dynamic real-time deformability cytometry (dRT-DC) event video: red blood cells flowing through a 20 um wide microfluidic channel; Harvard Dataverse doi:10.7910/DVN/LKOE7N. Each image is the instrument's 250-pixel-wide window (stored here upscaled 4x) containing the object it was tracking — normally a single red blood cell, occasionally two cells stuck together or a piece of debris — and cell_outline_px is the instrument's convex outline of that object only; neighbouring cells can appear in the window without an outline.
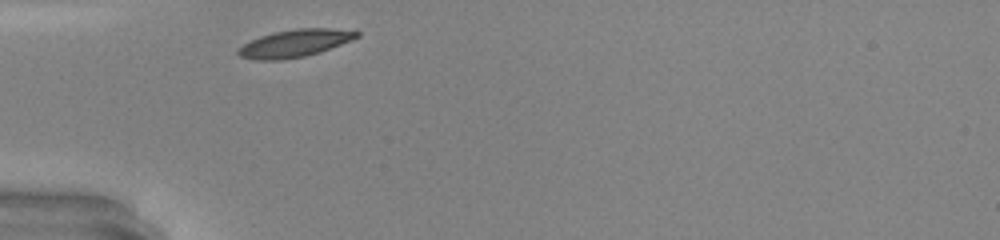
{"species": "common noctule bat (a hibernating species)", "species_latin": "Nyctalus noctula", "temperature_condition": "warm", "stored_images_in_passage": 24, "camera_frame_rate_fps": 3000, "um_per_image_px": 0.085, "animal": {"sex": "male", "body_mass_g": 20.0, "forearm_length_mm": 53.3}, "frame": {"image": 1, "passage_image": 1, "time_ms": 0.0, "image_size_px": [1000, 240], "cell_outline_px": [[360, 36], [352, 40], [320, 52], [304, 56], [280, 60], [256, 60], [240, 56], [236, 52], [244, 44], [260, 36], [272, 32], [296, 28], [328, 28], [360, 32]], "centroid_in_image_um": [25.06, 3.67], "position_along_channel_um": 59.9, "area_um2": 18.84}}
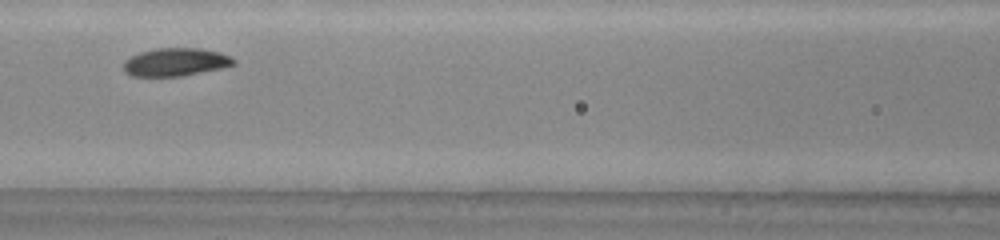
{"frame": {"image": 2, "passage_image": 8, "time_ms": 2.333, "image_size_px": [1000, 240], "cell_outline_px": [[236, 64], [220, 68], [180, 76], [132, 76], [124, 72], [124, 60], [140, 52], [160, 48], [200, 48], [220, 52], [236, 60]], "centroid_in_image_um": [14.91, 5.27], "position_along_channel_um": 151.7, "area_um2": 17.8}, "authors_computed_cell_mechanics": {"area_um2": 18.3515, "velocity_mm_per_s": 4.2264, "shape_relaxation_time_tau1_ms": 2.7324, "shape_relaxation_time_tau2_ms": null, "deformation_change_tau1": 0.1599, "deformation_change_tau2": null}}